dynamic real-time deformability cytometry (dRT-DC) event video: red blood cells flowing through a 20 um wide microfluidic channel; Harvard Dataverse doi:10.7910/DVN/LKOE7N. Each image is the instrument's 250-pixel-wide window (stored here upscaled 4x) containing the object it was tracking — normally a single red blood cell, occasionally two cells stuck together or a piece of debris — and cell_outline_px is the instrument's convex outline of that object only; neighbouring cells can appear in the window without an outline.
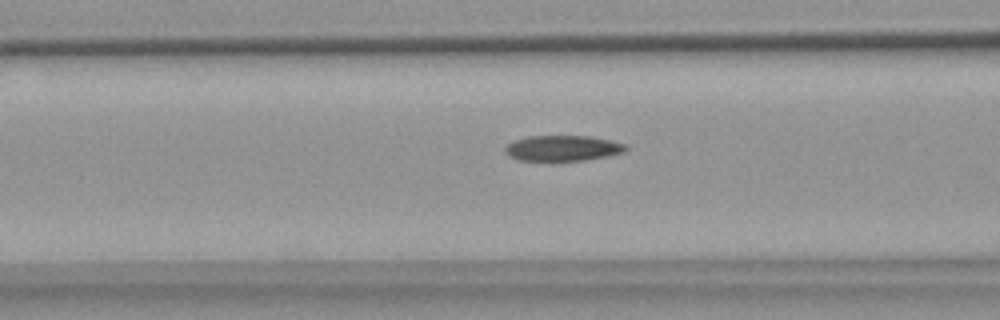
{"species": "common noctule bat (a hibernating species)", "species_latin": "Nyctalus noctula", "temperature_condition": "warm", "stored_images_in_passage": 30, "camera_frame_rate_fps": 3000, "um_per_image_px": 0.085, "animal": {"sex": "female", "body_mass_g": 18.4}, "frame": {"image": 1, "passage_image": 6, "time_ms": 1.667, "image_size_px": [1000, 320], "cell_outline_px": [[628, 148], [624, 152], [584, 160], [520, 160], [508, 156], [504, 152], [504, 148], [508, 144], [516, 140], [528, 136], [588, 136], [608, 140], [624, 144]], "centroid_in_image_um": [47.78, 12.59], "position_along_channel_um": 118.8, "area_um2": 17.63}}
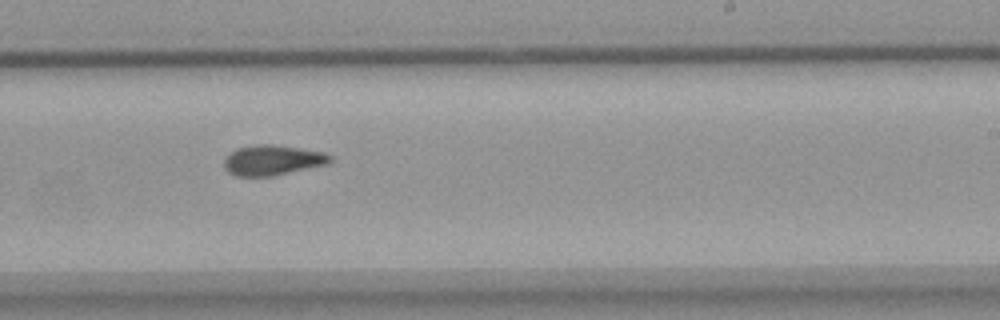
{"frame": {"image": 2, "passage_image": 18, "time_ms": 5.667, "image_size_px": [1000, 320], "cell_outline_px": [[332, 160], [328, 164], [272, 176], [236, 176], [228, 172], [224, 168], [224, 160], [236, 148], [256, 144], [272, 144], [324, 152], [332, 156]], "centroid_in_image_um": [23.16, 13.61], "position_along_channel_um": 265.8, "area_um2": 18.61}}
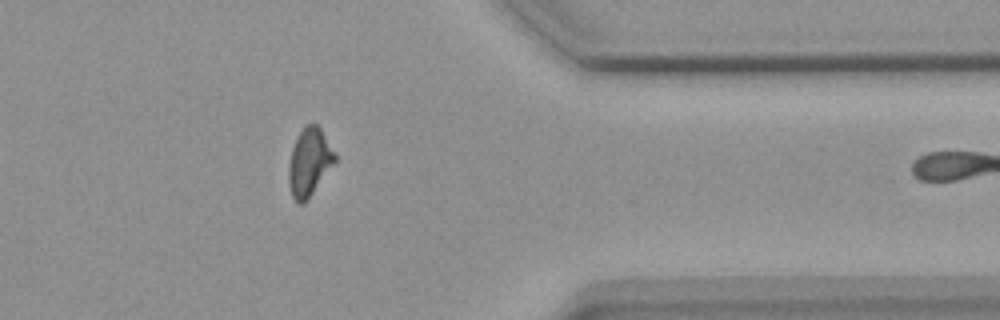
{"frame": {"image": 3, "passage_image": 29, "time_ms": 9.333, "image_size_px": [1000, 320], "cell_outline_px": [[336, 160], [308, 200], [304, 204], [300, 204], [292, 196], [288, 184], [288, 164], [292, 148], [300, 132], [308, 124], [316, 124], [320, 128], [336, 156]], "centroid_in_image_um": [26.26, 13.83], "position_along_channel_um": 385.1, "area_um2": 17.98}}